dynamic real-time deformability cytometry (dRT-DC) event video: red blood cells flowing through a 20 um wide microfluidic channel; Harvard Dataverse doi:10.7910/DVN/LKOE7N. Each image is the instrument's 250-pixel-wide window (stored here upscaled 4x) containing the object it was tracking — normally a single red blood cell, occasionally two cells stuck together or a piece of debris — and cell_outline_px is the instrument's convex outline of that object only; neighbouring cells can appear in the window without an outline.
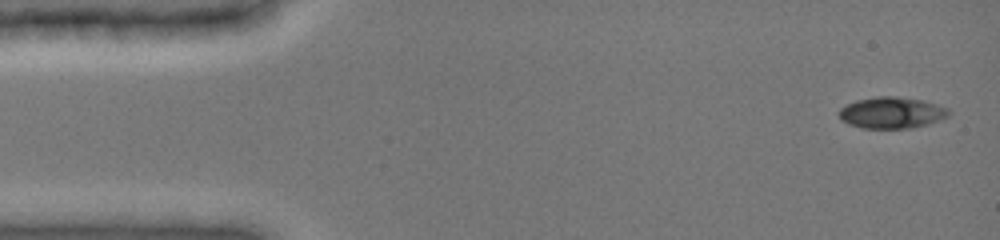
{"species": "common noctule bat (a hibernating species)", "species_latin": "Nyctalus noctula", "temperature_condition": "cold", "stored_images_in_passage": 4, "camera_frame_rate_fps": 3000, "um_per_image_px": 0.085, "animal": {"sex": "female", "body_mass_g": 19.0, "forearm_length_mm": 51.5}, "frame": {"image": 1, "passage_image": 1, "time_ms": 0.0, "image_size_px": [1000, 240], "cell_outline_px": [[952, 112], [948, 116], [940, 120], [928, 124], [912, 128], [864, 128], [848, 124], [840, 120], [836, 112], [840, 108], [856, 100], [876, 96], [896, 96], [920, 100], [936, 104], [948, 108]], "centroid_in_image_um": [75.77, 9.58], "position_along_channel_um": 9.2, "area_um2": 20.23}}
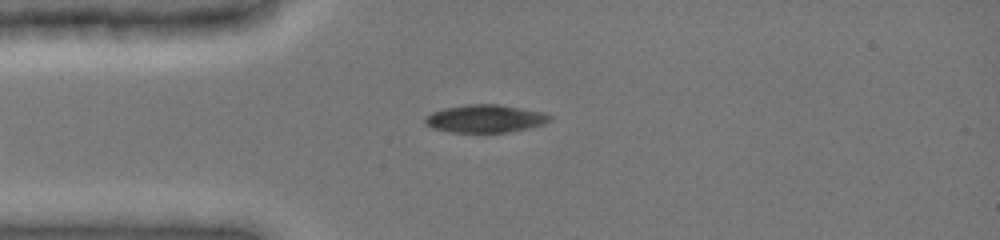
{"frame": {"image": 2, "passage_image": 4, "time_ms": 3.333, "image_size_px": [1000, 240], "cell_outline_px": [[552, 120], [544, 124], [528, 128], [508, 132], [452, 132], [432, 128], [424, 124], [424, 116], [432, 112], [444, 108], [464, 104], [500, 104], [544, 112], [552, 116]], "centroid_in_image_um": [41.24, 10.07], "position_along_channel_um": 43.8, "area_um2": 20.46}}